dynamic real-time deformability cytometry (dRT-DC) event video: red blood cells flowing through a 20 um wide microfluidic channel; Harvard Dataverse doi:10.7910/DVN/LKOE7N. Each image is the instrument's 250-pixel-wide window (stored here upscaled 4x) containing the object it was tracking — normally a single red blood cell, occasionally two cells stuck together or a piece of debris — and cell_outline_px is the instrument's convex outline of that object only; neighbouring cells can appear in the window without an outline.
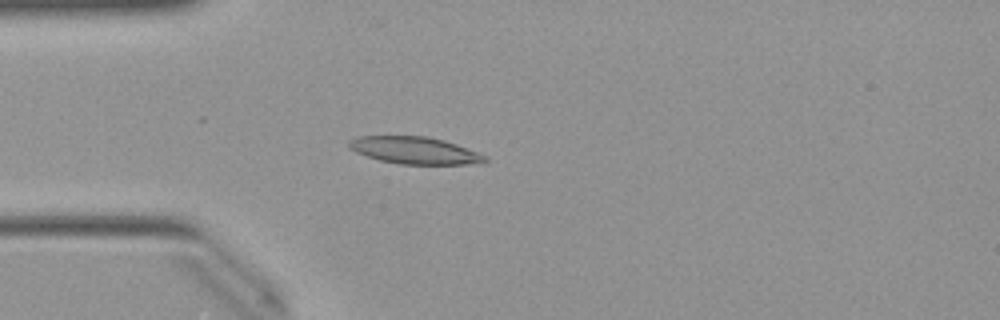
{"species": "Egyptian fruit bat (a non-hibernating species)", "species_latin": "Rousettus aegyptiacus", "temperature_condition": "warm", "stored_images_in_passage": 49, "camera_frame_rate_fps": 3000, "um_per_image_px": 0.085, "animal": {"sex": "female"}, "frame": {"image": 1, "passage_image": 12, "time_ms": 3.667, "image_size_px": [1000, 320], "cell_outline_px": [[488, 160], [484, 164], [400, 164], [380, 160], [356, 152], [348, 148], [348, 140], [356, 136], [428, 136], [444, 140], [456, 144], [488, 156]], "centroid_in_image_um": [35.27, 12.78], "position_along_channel_um": 49.7, "area_um2": 21.68}}
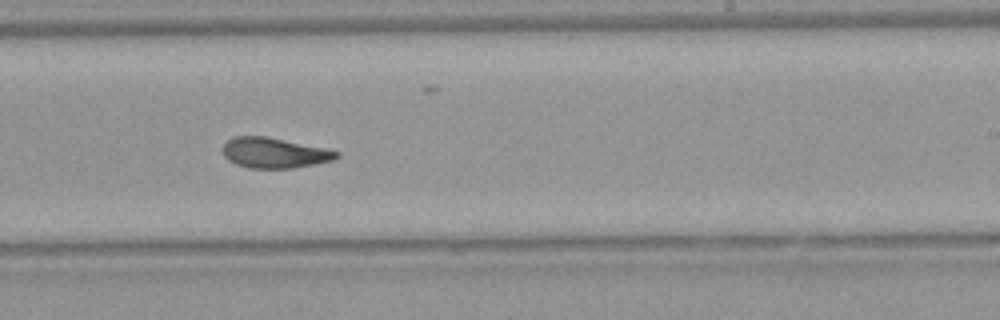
{"frame": {"image": 2, "passage_image": 29, "time_ms": 9.333, "image_size_px": [1000, 320], "cell_outline_px": [[340, 156], [332, 160], [316, 164], [292, 168], [248, 168], [236, 164], [228, 160], [224, 156], [224, 144], [232, 136], [268, 136], [328, 148], [340, 152]], "centroid_in_image_um": [23.35, 12.98], "position_along_channel_um": 265.6, "area_um2": 20.35}}
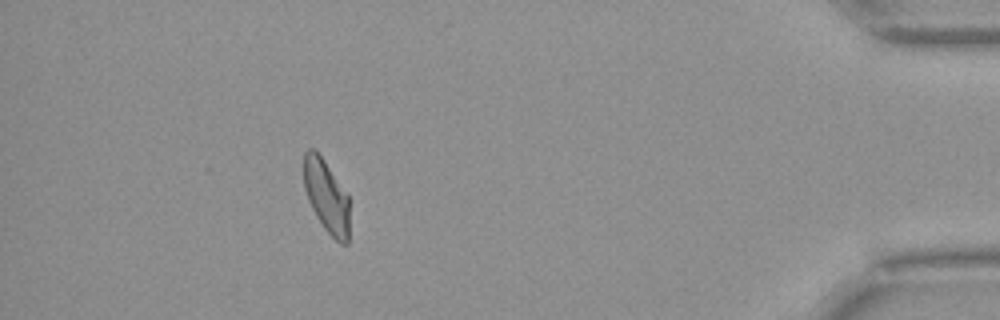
{"frame": {"image": 3, "passage_image": 44, "time_ms": 14.333, "image_size_px": [1000, 320], "cell_outline_px": [[348, 244], [340, 244], [324, 228], [316, 216], [308, 200], [304, 188], [304, 152], [308, 148], [316, 148], [348, 196]], "centroid_in_image_um": [27.72, 16.66], "position_along_channel_um": 407.5, "area_um2": 19.19}, "authors_computed_cell_mechanics": {"area_um2": 20.519, "velocity_mm_per_s": 3.9958, "shape_relaxation_time_tau1_ms": 7.0256, "shape_relaxation_time_tau2_ms": 2.3516, "deformation_change_tau1": 0.2171, "deformation_change_tau2": 0.102}}